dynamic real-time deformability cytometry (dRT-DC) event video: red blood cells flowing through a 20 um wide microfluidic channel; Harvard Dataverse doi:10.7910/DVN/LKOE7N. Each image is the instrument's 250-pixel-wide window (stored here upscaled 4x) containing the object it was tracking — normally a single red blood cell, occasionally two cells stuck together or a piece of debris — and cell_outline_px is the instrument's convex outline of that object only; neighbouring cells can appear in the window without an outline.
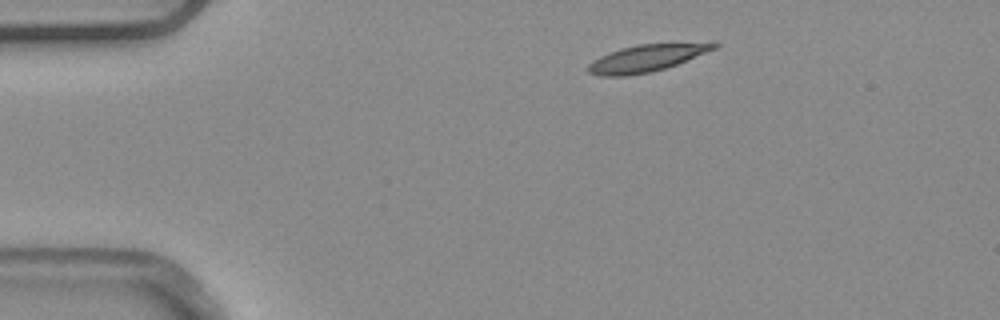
{"species": "common noctule bat (a hibernating species)", "species_latin": "Nyctalus noctula", "temperature_condition": "warm", "stored_images_in_passage": 2, "camera_frame_rate_fps": 3000, "um_per_image_px": 0.085, "animal": {"sex": "male", "body_mass_g": 20.4}, "frame": {"image": 1, "passage_image": 1, "time_ms": 0.0, "image_size_px": [1000, 320], "cell_outline_px": [[720, 44], [716, 48], [676, 64], [652, 72], [628, 76], [600, 76], [588, 72], [588, 64], [592, 60], [608, 52], [620, 48], [640, 44]], "centroid_in_image_um": [54.81, 4.98], "position_along_channel_um": 30.2, "area_um2": 19.25}}